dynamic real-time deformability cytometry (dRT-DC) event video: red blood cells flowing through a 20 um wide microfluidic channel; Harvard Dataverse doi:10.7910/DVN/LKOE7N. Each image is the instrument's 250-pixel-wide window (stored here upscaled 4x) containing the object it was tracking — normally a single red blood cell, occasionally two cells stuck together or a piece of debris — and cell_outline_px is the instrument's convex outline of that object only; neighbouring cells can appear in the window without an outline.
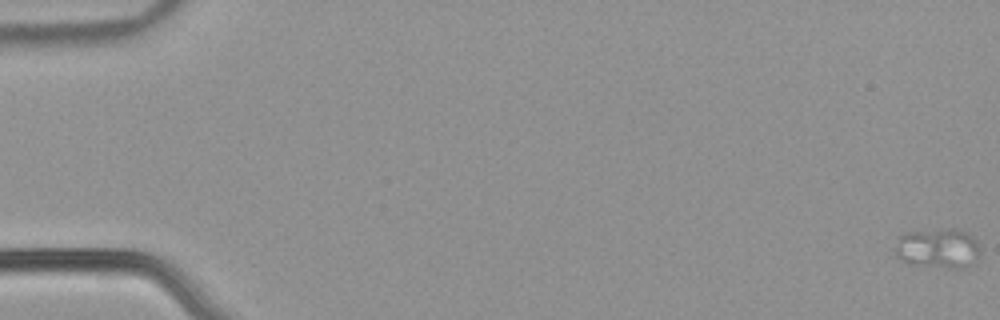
{"species": "common noctule bat (a hibernating species)", "species_latin": "Nyctalus noctula", "temperature_condition": "warm", "stored_images_in_passage": 12, "segment_of_instrument_passage": [1, 2], "camera_frame_rate_fps": 3000, "um_per_image_px": 0.085, "animal": {"sex": "male", "body_mass_g": 21.5, "forearm_length_mm": 52.0}, "frame": {"image": 1, "passage_image": 1, "time_ms": 0.0, "image_size_px": [1000, 320], "cell_outline_px": [[980, 252], [976, 260], [972, 264], [964, 268], [948, 268], [912, 264], [900, 260], [896, 256], [892, 248], [896, 236], [908, 232], [952, 228], [964, 232], [976, 240], [980, 248]], "centroid_in_image_um": [79.66, 21.11], "position_along_channel_um": 5.3, "area_um2": 20.11}}